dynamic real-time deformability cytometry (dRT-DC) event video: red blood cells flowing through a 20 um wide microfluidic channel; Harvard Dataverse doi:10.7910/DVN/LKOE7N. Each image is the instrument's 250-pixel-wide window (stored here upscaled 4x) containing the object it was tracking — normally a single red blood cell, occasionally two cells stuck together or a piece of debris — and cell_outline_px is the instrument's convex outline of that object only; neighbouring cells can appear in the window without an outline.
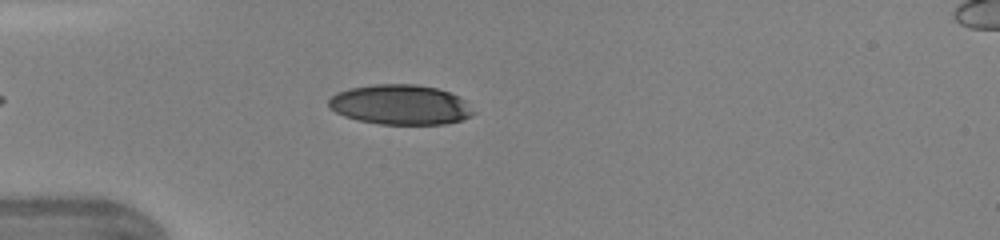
{"species": "human", "species_latin": "Homo sapiens", "temperature_condition": "warm", "stored_images_in_passage": 39, "camera_frame_rate_fps": 3000, "um_per_image_px": 0.085, "donor": {"sex": "female"}, "frame": {"image": 1, "passage_image": 6, "time_ms": 1.667, "image_size_px": [1000, 240], "cell_outline_px": [[476, 112], [472, 116], [460, 120], [444, 124], [380, 124], [356, 120], [344, 116], [336, 112], [328, 104], [328, 100], [332, 96], [340, 92], [352, 88], [376, 84], [416, 84], [436, 88], [448, 92], [464, 100]], "centroid_in_image_um": [34.04, 8.91], "position_along_channel_um": 51.0, "area_um2": 33.41}}
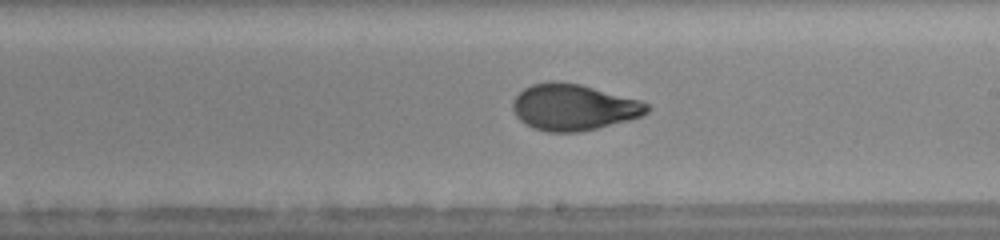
{"frame": {"image": 2, "passage_image": 20, "time_ms": 6.333, "image_size_px": [1000, 240], "cell_outline_px": [[652, 108], [648, 112], [640, 116], [628, 120], [580, 132], [548, 132], [532, 128], [524, 124], [516, 116], [512, 108], [512, 100], [524, 88], [532, 84], [552, 80], [556, 80], [580, 84], [640, 100], [648, 104]], "centroid_in_image_um": [48.72, 9.11], "position_along_channel_um": 240.3, "area_um2": 36.36}}
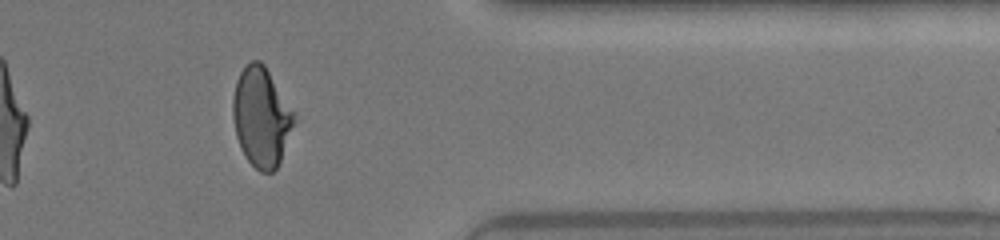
{"frame": {"image": 3, "passage_image": 31, "time_ms": 10.0, "image_size_px": [1000, 240], "cell_outline_px": [[300, 120], [276, 168], [272, 172], [260, 172], [248, 160], [236, 136], [232, 116], [232, 100], [236, 80], [240, 72], [252, 60], [260, 60], [264, 64], [296, 112]], "centroid_in_image_um": [22.28, 9.94], "position_along_channel_um": 389.1, "area_um2": 36.18}, "authors_computed_cell_mechanics": {"area_um2": 35.7782, "velocity_mm_per_s": 4.385, "shape_relaxation_time_tau1_ms": 3.7653, "shape_relaxation_time_tau2_ms": 0.8496, "deformation_change_tau1": 0.187, "deformation_change_tau2": 0.0674}}